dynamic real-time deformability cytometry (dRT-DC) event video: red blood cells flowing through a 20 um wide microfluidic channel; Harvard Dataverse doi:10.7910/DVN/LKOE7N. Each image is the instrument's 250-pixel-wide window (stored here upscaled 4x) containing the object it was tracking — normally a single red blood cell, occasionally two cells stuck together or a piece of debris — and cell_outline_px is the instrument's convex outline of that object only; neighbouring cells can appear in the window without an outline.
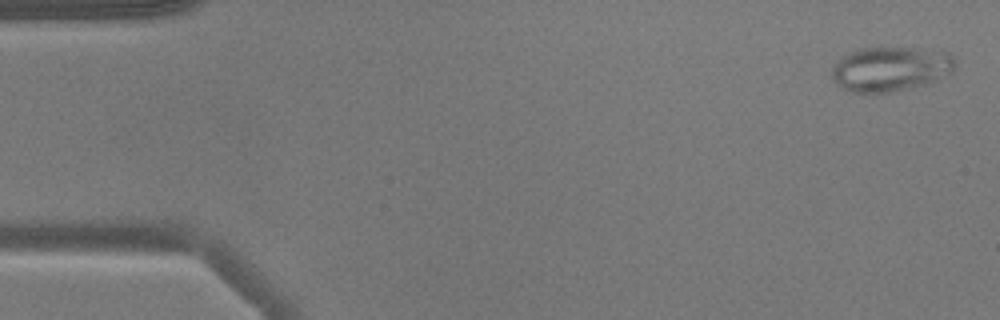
{"species": "common noctule bat (a hibernating species)", "species_latin": "Nyctalus noctula", "temperature_condition": "warm", "stored_images_in_passage": 52, "segment_of_instrument_passage": [1, 2], "camera_frame_rate_fps": 3000, "um_per_image_px": 0.085, "animal": {"sex": "male", "body_mass_g": 17.9}, "frame": {"image": 1, "passage_image": 2, "time_ms": 0.333, "image_size_px": [1000, 320], "cell_outline_px": [[956, 64], [952, 72], [924, 84], [892, 92], [872, 96], [848, 92], [840, 88], [832, 80], [832, 68], [836, 60], [840, 56], [848, 52], [864, 48], [920, 48], [948, 52], [956, 60]], "centroid_in_image_um": [75.61, 5.89], "position_along_channel_um": 9.4, "area_um2": 32.83}}